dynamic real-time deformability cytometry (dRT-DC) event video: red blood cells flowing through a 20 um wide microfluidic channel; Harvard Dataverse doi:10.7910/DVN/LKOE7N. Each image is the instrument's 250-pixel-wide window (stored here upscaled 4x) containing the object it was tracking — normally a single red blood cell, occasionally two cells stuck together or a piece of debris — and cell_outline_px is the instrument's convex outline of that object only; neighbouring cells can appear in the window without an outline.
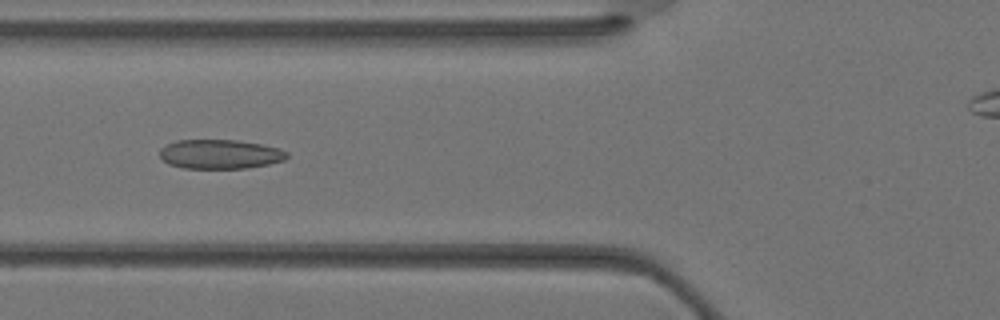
{"species": "Egyptian fruit bat (a non-hibernating species)", "species_latin": "Rousettus aegyptiacus", "temperature_condition": "warm", "stored_images_in_passage": 21, "camera_frame_rate_fps": 3000, "um_per_image_px": 0.085, "animal": {"sex": "female"}, "frame": {"image": 1, "passage_image": 13, "time_ms": 4.0, "image_size_px": [1000, 320], "cell_outline_px": [[288, 156], [284, 160], [268, 164], [244, 168], [184, 168], [168, 164], [160, 156], [160, 148], [176, 140], [236, 140], [260, 144], [280, 148], [288, 152]], "centroid_in_image_um": [18.7, 13.1], "position_along_channel_um": 107.1, "area_um2": 21.62}}
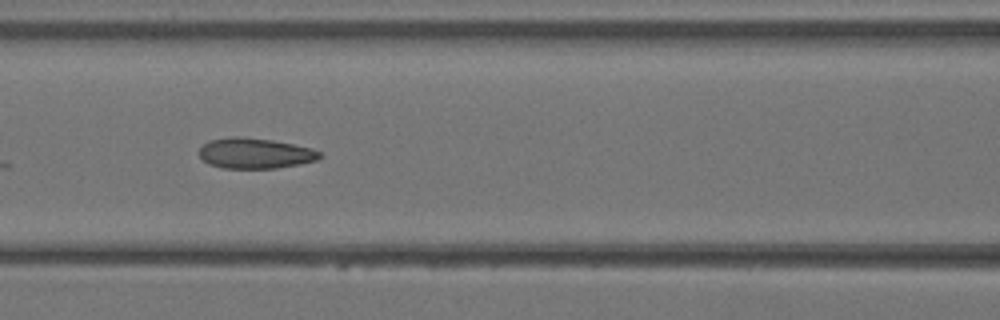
{"frame": {"image": 2, "passage_image": 15, "time_ms": 4.667, "image_size_px": [1000, 320], "cell_outline_px": [[324, 156], [316, 160], [300, 164], [276, 168], [224, 168], [208, 164], [200, 156], [200, 148], [208, 140], [232, 136], [236, 136], [272, 140], [312, 148], [320, 152]], "centroid_in_image_um": [21.69, 13.03], "position_along_channel_um": 144.9, "area_um2": 21.39}}